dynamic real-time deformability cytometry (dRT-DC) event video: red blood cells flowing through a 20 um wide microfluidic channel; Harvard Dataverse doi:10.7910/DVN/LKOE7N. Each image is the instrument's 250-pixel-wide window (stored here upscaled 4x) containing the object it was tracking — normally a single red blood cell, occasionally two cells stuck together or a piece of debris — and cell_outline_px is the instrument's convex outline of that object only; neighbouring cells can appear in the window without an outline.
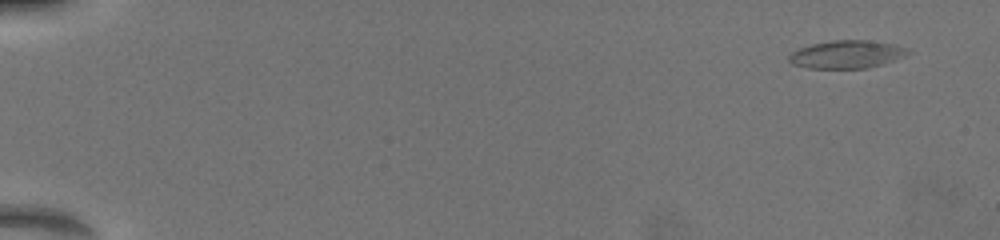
{"species": "common noctule bat (a hibernating species)", "species_latin": "Nyctalus noctula", "temperature_condition": "warm", "stored_images_in_passage": 22, "camera_frame_rate_fps": 3000, "um_per_image_px": 0.085, "animal": {"sex": "female", "body_mass_g": 19.5, "forearm_length_mm": 54.1}, "frame": {"image": 1, "passage_image": 3, "time_ms": 0.333, "image_size_px": [1000, 240], "cell_outline_px": [[908, 52], [904, 56], [884, 64], [868, 68], [808, 68], [792, 64], [788, 60], [788, 56], [792, 52], [800, 48], [812, 44], [832, 40], [864, 40], [892, 44], [904, 48]], "centroid_in_image_um": [71.92, 4.63], "position_along_channel_um": 13.1, "area_um2": 19.07}}
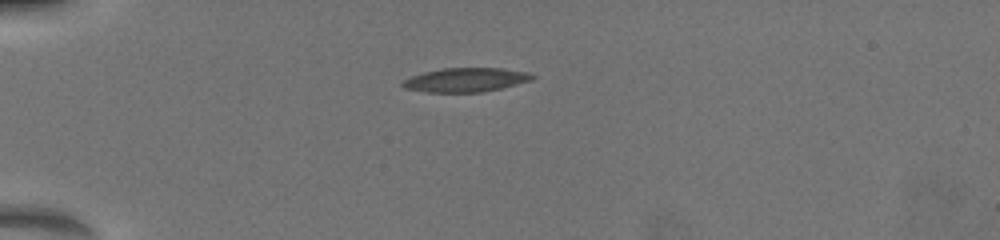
{"frame": {"image": 2, "passage_image": 19, "time_ms": 4.667, "image_size_px": [1000, 240], "cell_outline_px": [[536, 76], [532, 80], [500, 88], [480, 92], [428, 92], [404, 88], [400, 84], [404, 80], [412, 76], [424, 72], [444, 68], [500, 68], [528, 72]], "centroid_in_image_um": [39.59, 6.78], "position_along_channel_um": 45.4, "area_um2": 17.98}}